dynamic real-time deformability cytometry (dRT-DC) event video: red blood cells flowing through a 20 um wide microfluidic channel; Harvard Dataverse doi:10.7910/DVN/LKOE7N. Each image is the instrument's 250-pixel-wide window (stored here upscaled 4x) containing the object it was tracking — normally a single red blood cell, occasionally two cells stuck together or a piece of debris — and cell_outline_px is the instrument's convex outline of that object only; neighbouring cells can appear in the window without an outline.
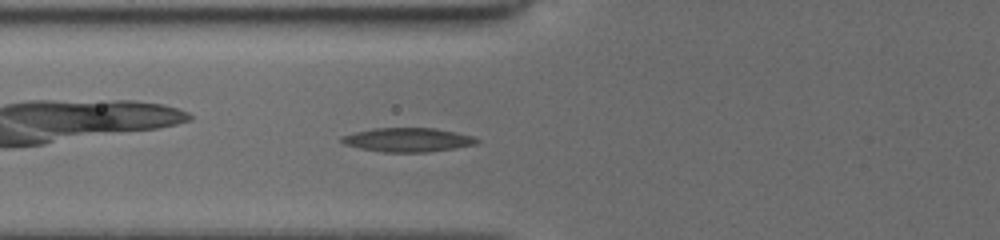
{"species": "common noctule bat (a hibernating species)", "species_latin": "Nyctalus noctula", "temperature_condition": "cold", "stored_images_in_passage": 47, "camera_frame_rate_fps": 3000, "um_per_image_px": 0.085, "animal": {"sex": "female", "body_mass_g": 19.5, "forearm_length_mm": 54.1}, "frame": {"image": 1, "passage_image": 15, "time_ms": 4.667, "image_size_px": [1000, 240], "cell_outline_px": [[480, 140], [476, 144], [428, 152], [384, 152], [360, 148], [344, 144], [340, 140], [340, 136], [372, 128], [436, 128], [476, 136]], "centroid_in_image_um": [34.67, 11.88], "position_along_channel_um": 91.1, "area_um2": 18.9}}
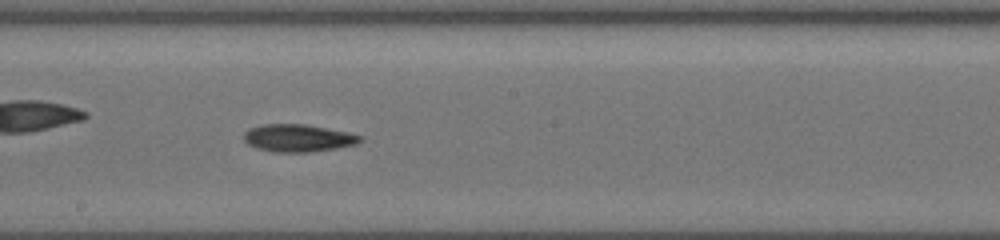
{"frame": {"image": 2, "passage_image": 25, "time_ms": 8.0, "image_size_px": [1000, 240], "cell_outline_px": [[364, 140], [356, 144], [336, 148], [308, 152], [272, 152], [256, 148], [248, 144], [244, 140], [244, 132], [248, 128], [260, 124], [304, 124], [348, 132], [364, 136]], "centroid_in_image_um": [25.33, 11.73], "position_along_channel_um": 222.9, "area_um2": 18.79}}
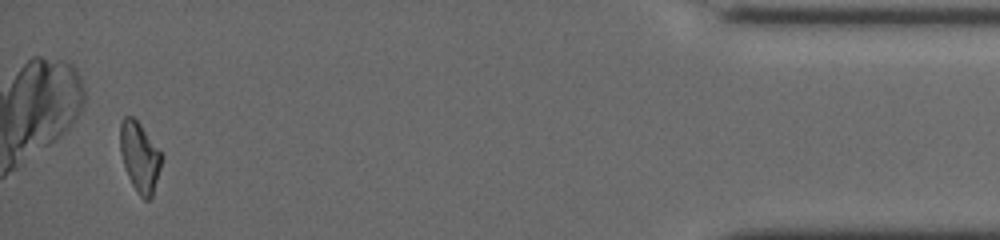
{"frame": {"image": 3, "passage_image": 44, "time_ms": 14.667, "image_size_px": [1000, 240], "cell_outline_px": [[164, 156], [152, 196], [148, 200], [144, 200], [136, 192], [128, 176], [120, 152], [120, 124], [124, 116], [132, 116], [140, 124]], "centroid_in_image_um": [11.88, 13.35], "position_along_channel_um": 423.3, "area_um2": 16.82}}